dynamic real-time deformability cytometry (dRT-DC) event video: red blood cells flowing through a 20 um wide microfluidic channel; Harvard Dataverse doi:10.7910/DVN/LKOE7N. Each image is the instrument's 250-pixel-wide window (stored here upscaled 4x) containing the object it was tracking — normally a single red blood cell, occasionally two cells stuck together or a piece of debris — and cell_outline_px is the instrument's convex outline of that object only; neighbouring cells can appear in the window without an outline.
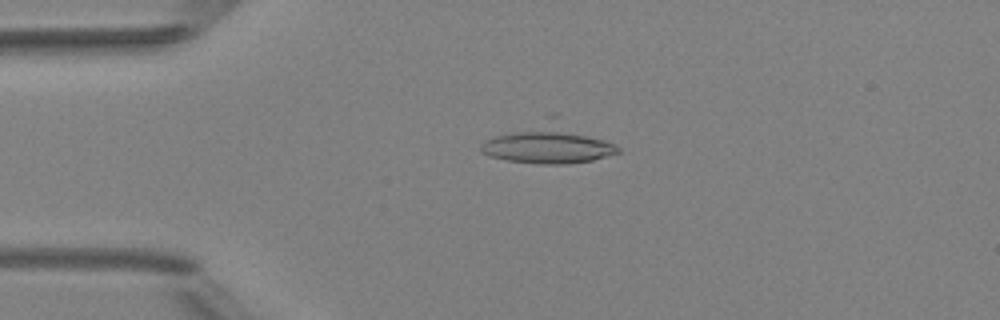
{"species": "Egyptian fruit bat (a non-hibernating species)", "species_latin": "Rousettus aegyptiacus", "temperature_condition": "room temperature", "stored_images_in_passage": 3, "camera_frame_rate_fps": 3000, "um_per_image_px": 0.085, "animal": {"sex": "female"}, "frame": {"image": 1, "passage_image": 2, "time_ms": 1.333, "image_size_px": [1000, 320], "cell_outline_px": [[620, 152], [592, 160], [568, 164], [544, 164], [508, 160], [488, 156], [480, 152], [480, 144], [484, 140], [552, 112], [556, 112], [616, 144], [620, 148]], "centroid_in_image_um": [46.66, 12.12], "position_along_channel_um": 38.3, "area_um2": 33.0}}